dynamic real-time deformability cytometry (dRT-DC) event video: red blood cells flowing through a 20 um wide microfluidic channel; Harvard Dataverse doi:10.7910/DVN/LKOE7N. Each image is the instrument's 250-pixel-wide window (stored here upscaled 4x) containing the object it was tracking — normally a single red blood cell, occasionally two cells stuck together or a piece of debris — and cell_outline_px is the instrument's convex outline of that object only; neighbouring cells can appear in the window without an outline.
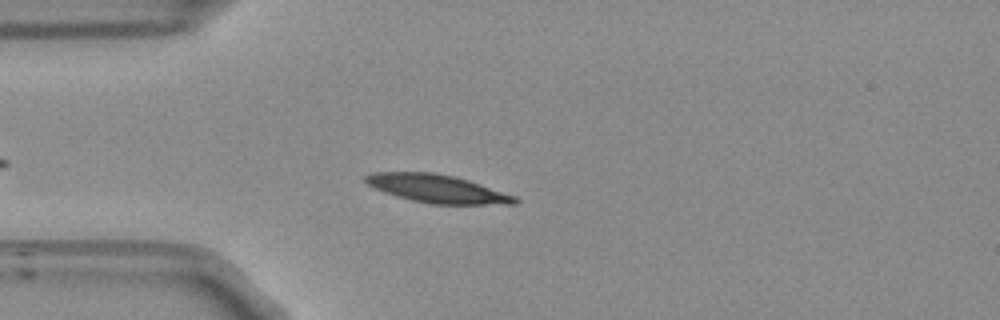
{"species": "Egyptian fruit bat (a non-hibernating species)", "species_latin": "Rousettus aegyptiacus", "temperature_condition": "room temperature", "stored_images_in_passage": 34, "camera_frame_rate_fps": 3000, "um_per_image_px": 0.085, "frame": {"image": 1, "passage_image": 7, "time_ms": 2.0, "image_size_px": [1000, 320], "cell_outline_px": [[520, 200], [516, 204], [432, 204], [412, 200], [396, 196], [384, 192], [368, 184], [364, 180], [364, 176], [372, 172], [432, 172], [452, 176], [468, 180], [516, 196]], "centroid_in_image_um": [37.16, 16.04], "position_along_channel_um": 47.8, "area_um2": 24.28}}
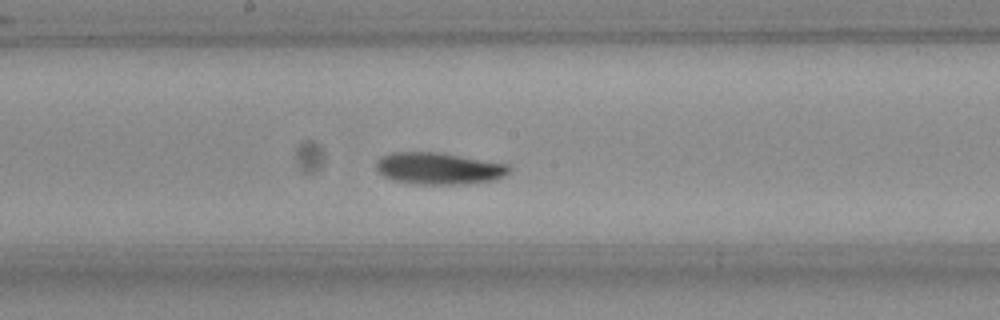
{"frame": {"image": 2, "passage_image": 21, "time_ms": 6.667, "image_size_px": [1000, 320], "cell_outline_px": [[512, 168], [504, 176], [496, 180], [464, 184], [416, 184], [396, 180], [384, 176], [376, 168], [376, 164], [384, 156], [392, 152], [440, 152], [508, 164]], "centroid_in_image_um": [37.36, 14.32], "position_along_channel_um": 210.8, "area_um2": 24.51}}
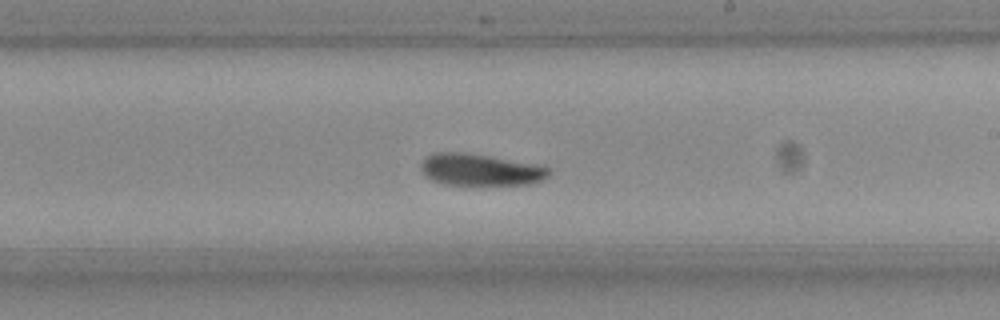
{"frame": {"image": 3, "passage_image": 24, "time_ms": 7.667, "image_size_px": [1000, 320], "cell_outline_px": [[552, 172], [544, 180], [532, 184], [444, 184], [432, 180], [420, 168], [420, 164], [428, 156], [436, 152], [456, 152], [484, 156], [528, 164], [548, 168]], "centroid_in_image_um": [40.8, 14.45], "position_along_channel_um": 248.2, "area_um2": 22.77}, "authors_computed_cell_mechanics": {"area_um2": 24.276, "velocity_mm_per_s": 3.7359, "shape_relaxation_time_tau1_ms": 4.653, "shape_relaxation_time_tau2_ms": 6.4292, "deformation_change_tau1": 0.1433, "deformation_change_tau2": 0.1079}}